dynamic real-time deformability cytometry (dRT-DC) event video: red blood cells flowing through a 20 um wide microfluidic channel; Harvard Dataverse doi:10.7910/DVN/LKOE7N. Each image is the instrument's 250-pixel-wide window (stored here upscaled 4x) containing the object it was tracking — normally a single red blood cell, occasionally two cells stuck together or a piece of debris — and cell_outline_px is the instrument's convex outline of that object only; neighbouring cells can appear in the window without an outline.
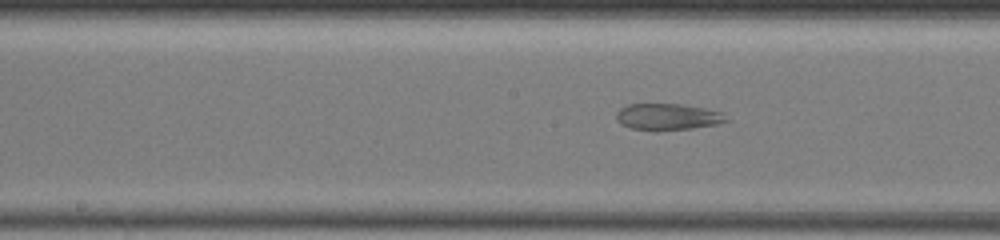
{"species": "common noctule bat (a hibernating species)", "species_latin": "Nyctalus noctula", "temperature_condition": "warm", "stored_images_in_passage": 38, "segment_of_instrument_passage": [1, 2], "camera_frame_rate_fps": 3000, "um_per_image_px": 0.085, "animal": {"sex": "female", "body_mass_g": 19.5, "forearm_length_mm": 54.1}, "frame": {"image": 1, "passage_image": 25, "time_ms": 11.333, "image_size_px": [1000, 240], "cell_outline_px": [[728, 120], [716, 124], [692, 128], [660, 132], [652, 132], [632, 128], [620, 124], [616, 116], [616, 112], [620, 108], [628, 104], [680, 104], [704, 108], [720, 112]], "centroid_in_image_um": [56.68, 9.95], "position_along_channel_um": 191.5, "area_um2": 17.11}}
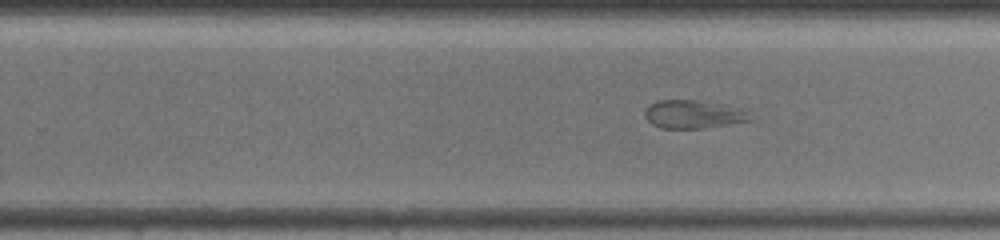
{"frame": {"image": 2, "passage_image": 30, "time_ms": 13.667, "image_size_px": [1000, 240], "cell_outline_px": [[756, 120], [704, 128], [660, 128], [652, 124], [644, 116], [644, 112], [648, 104], [656, 100], [696, 100], [740, 108], [748, 112]], "centroid_in_image_um": [58.93, 9.72], "position_along_channel_um": 270.9, "area_um2": 17.46}}
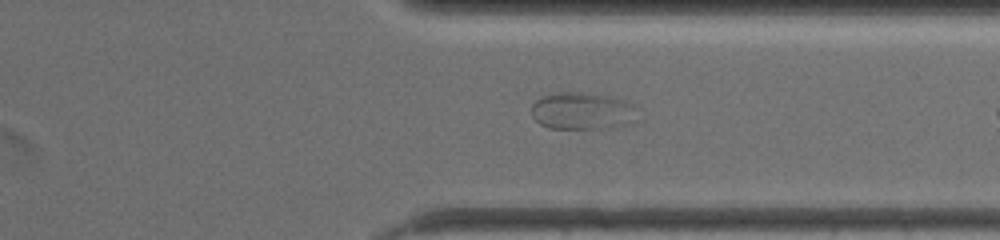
{"frame": {"image": 3, "passage_image": 36, "time_ms": 16.333, "image_size_px": [1000, 240], "cell_outline_px": [[640, 120], [632, 124], [608, 128], [548, 128], [540, 124], [532, 116], [532, 104], [536, 100], [544, 96], [560, 92], [580, 92], [608, 96], [628, 100], [636, 104], [640, 108]], "centroid_in_image_um": [49.65, 9.44], "position_along_channel_um": 361.7, "area_um2": 23.7}}